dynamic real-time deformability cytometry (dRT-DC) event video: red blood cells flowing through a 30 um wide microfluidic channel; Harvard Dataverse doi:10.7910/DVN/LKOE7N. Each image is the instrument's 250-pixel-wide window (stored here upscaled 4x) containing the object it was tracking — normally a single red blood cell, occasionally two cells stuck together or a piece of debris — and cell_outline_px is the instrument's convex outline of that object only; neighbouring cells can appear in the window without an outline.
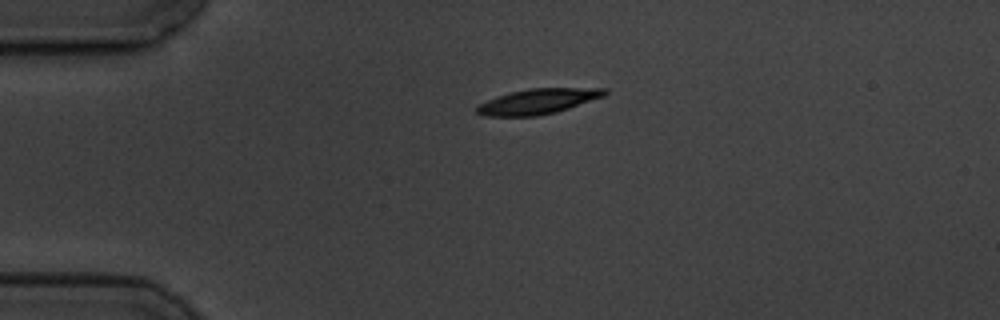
{"species": "common noctule bat (a hibernating species)", "species_latin": "Nyctalus noctula", "temperature_condition": "cold", "stored_images_in_passage": 3, "camera_frame_rate_fps": 3000, "um_per_image_px": 0.085, "animal": {"sex": "male", "body_mass_g": 19.5, "forearm_length_mm": 54.6}, "frame": {"image": 1, "passage_image": 1, "time_ms": 0.0, "image_size_px": [1000, 320], "cell_outline_px": [[608, 92], [604, 96], [556, 112], [536, 116], [484, 116], [476, 112], [476, 108], [480, 104], [496, 96], [528, 88], [608, 88]], "centroid_in_image_um": [45.73, 8.61], "position_along_channel_um": 39.3, "area_um2": 18.67}}
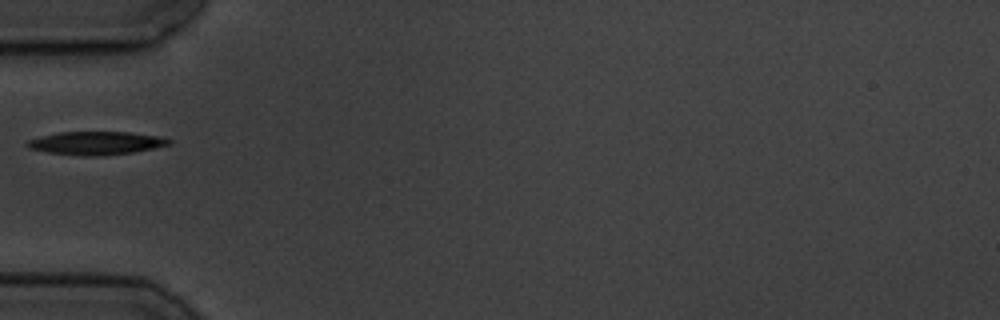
{"frame": {"image": 2, "passage_image": 3, "time_ms": 2.0, "image_size_px": [1000, 320], "cell_outline_px": [[172, 144], [132, 152], [104, 156], [80, 156], [48, 152], [28, 148], [24, 144], [28, 140], [60, 132], [128, 132], [164, 136], [172, 140]], "centroid_in_image_um": [8.21, 12.16], "position_along_channel_um": 76.8, "area_um2": 19.25}}